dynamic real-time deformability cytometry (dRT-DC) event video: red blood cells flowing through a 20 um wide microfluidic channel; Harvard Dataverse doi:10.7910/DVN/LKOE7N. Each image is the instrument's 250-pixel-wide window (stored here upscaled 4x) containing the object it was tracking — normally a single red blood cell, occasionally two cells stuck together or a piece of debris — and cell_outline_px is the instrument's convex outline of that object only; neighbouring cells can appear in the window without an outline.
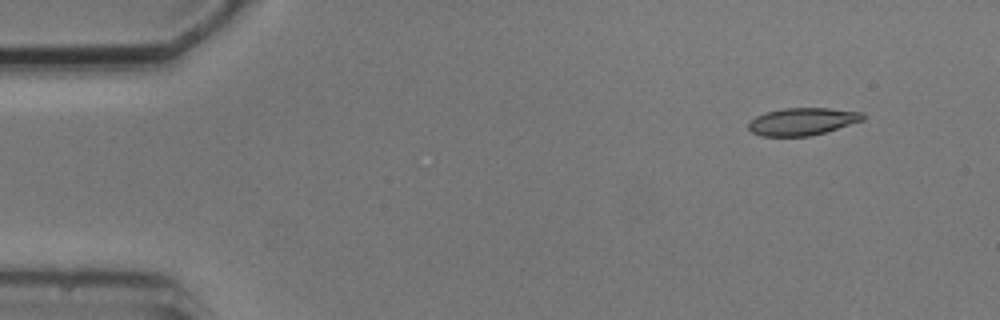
{"species": "common noctule bat (a hibernating species)", "species_latin": "Nyctalus noctula", "temperature_condition": "cold", "stored_images_in_passage": 3, "camera_frame_rate_fps": 3000, "um_per_image_px": 0.085, "animal": {"sex": "male", "body_mass_g": 20.5, "forearm_length_mm": 52.5}, "frame": {"image": 1, "passage_image": 1, "time_ms": 0.0, "image_size_px": [1000, 320], "cell_outline_px": [[864, 120], [824, 132], [808, 136], [760, 136], [752, 132], [748, 128], [748, 120], [764, 112], [784, 108], [828, 108], [864, 112]], "centroid_in_image_um": [68.16, 10.32], "position_along_channel_um": 16.8, "area_um2": 18.32}}